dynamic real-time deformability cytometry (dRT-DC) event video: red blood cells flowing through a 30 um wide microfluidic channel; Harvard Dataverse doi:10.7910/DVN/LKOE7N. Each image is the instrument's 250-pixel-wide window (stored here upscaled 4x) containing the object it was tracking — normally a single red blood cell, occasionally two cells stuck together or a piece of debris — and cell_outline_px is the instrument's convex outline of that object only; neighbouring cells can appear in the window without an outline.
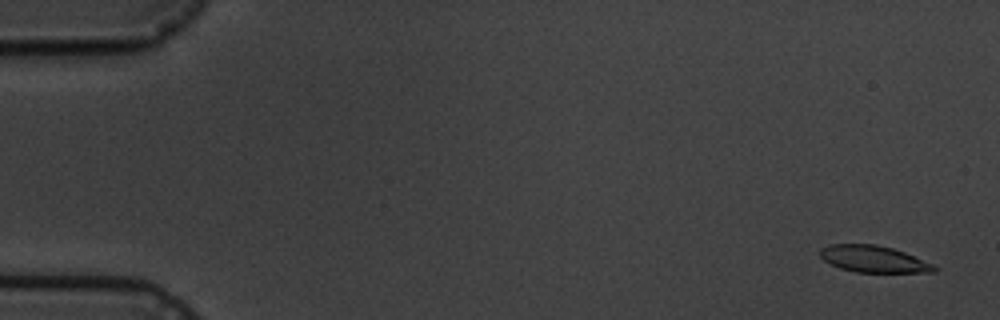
{"species": "common noctule bat (a hibernating species)", "species_latin": "Nyctalus noctula", "temperature_condition": "cold", "stored_images_in_passage": 4, "camera_frame_rate_fps": 3000, "um_per_image_px": 0.085, "animal": {"sex": "male", "body_mass_g": 19.5, "forearm_length_mm": 54.6}, "frame": {"image": 1, "passage_image": 1, "time_ms": 0.0, "image_size_px": [1000, 320], "cell_outline_px": [[940, 268], [936, 272], [856, 272], [840, 268], [824, 260], [820, 256], [820, 248], [828, 244], [876, 244], [892, 248], [904, 252], [932, 264]], "centroid_in_image_um": [74.24, 22.01], "position_along_channel_um": 10.8, "area_um2": 17.69}}
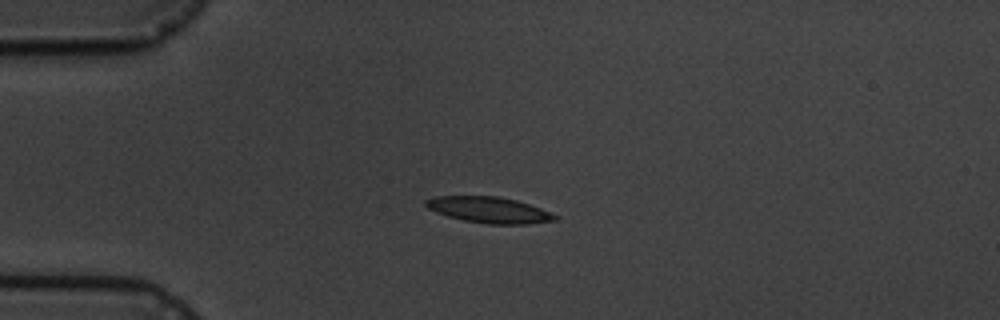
{"frame": {"image": 2, "passage_image": 4, "time_ms": 4.0, "image_size_px": [1000, 320], "cell_outline_px": [[560, 220], [528, 224], [488, 224], [464, 220], [448, 216], [436, 212], [428, 208], [424, 204], [424, 200], [436, 196], [496, 196], [516, 200], [540, 208], [560, 216]], "centroid_in_image_um": [41.6, 17.85], "position_along_channel_um": 43.4, "area_um2": 19.65}}